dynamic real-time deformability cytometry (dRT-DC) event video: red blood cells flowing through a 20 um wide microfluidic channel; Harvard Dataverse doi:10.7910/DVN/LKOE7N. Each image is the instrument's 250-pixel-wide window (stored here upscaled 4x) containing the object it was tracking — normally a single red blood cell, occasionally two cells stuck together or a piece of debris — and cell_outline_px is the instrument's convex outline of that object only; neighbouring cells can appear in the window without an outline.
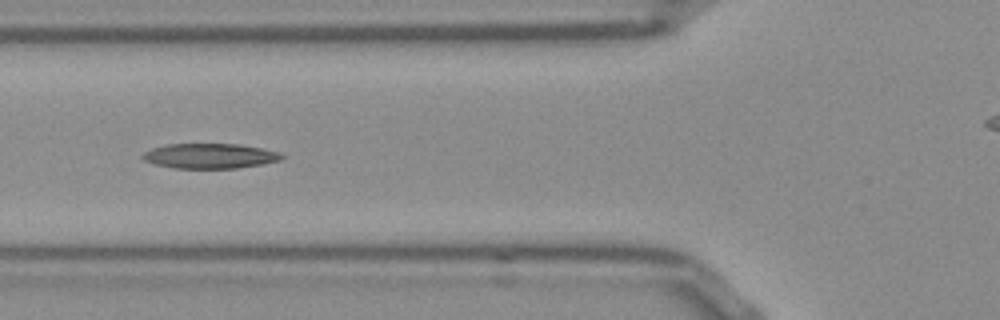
{"species": "Egyptian fruit bat (a non-hibernating species)", "species_latin": "Rousettus aegyptiacus", "temperature_condition": "room temperature", "stored_images_in_passage": 34, "camera_frame_rate_fps": 3000, "um_per_image_px": 0.085, "frame": {"image": 1, "passage_image": 6, "time_ms": 1.667, "image_size_px": [1000, 320], "cell_outline_px": [[284, 156], [280, 160], [264, 164], [236, 168], [176, 168], [156, 164], [144, 160], [140, 156], [144, 152], [152, 148], [168, 144], [240, 144], [280, 152]], "centroid_in_image_um": [17.85, 13.25], "position_along_channel_um": 108.0, "area_um2": 20.17}, "authors_computed_cell_mechanics": {"area_um2": 20.3745, "velocity_mm_per_s": 3.8264, "shape_relaxation_time_tau1_ms": 8.5274, "shape_relaxation_time_tau2_ms": 5.0483, "deformation_change_tau1": 0.1899, "deformation_change_tau2": 0.1585}}